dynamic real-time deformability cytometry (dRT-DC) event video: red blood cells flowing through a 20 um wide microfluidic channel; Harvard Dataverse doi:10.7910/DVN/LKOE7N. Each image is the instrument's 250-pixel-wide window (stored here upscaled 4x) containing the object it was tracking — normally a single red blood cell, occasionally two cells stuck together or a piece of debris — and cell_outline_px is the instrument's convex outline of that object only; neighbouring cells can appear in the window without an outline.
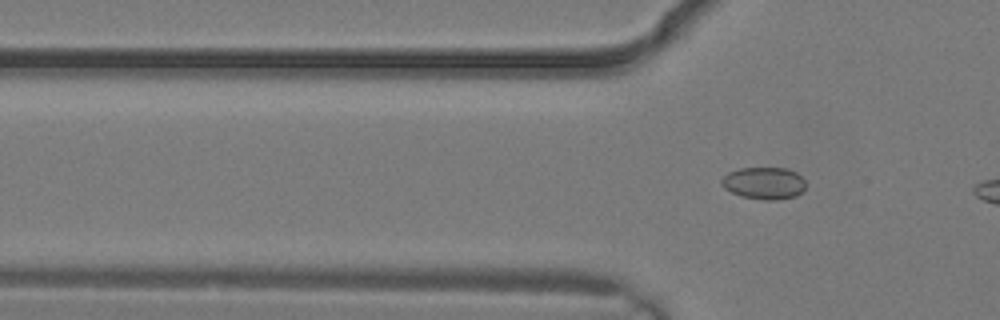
{"species": "common noctule bat (a hibernating species)", "species_latin": "Nyctalus noctula", "temperature_condition": "warm", "stored_images_in_passage": 4, "camera_frame_rate_fps": 3000, "um_per_image_px": 0.085, "animal": {"sex": "male", "body_mass_g": 19.2, "forearm_length_mm": 51.8}, "frame": {"image": 1, "passage_image": 4, "time_ms": 1.0, "image_size_px": [1000, 320], "cell_outline_px": [[804, 188], [796, 196], [776, 200], [764, 200], [740, 196], [724, 188], [720, 184], [720, 180], [728, 172], [740, 168], [788, 168], [796, 172], [804, 180]], "centroid_in_image_um": [64.91, 15.56], "position_along_channel_um": 60.9, "area_um2": 15.78}}